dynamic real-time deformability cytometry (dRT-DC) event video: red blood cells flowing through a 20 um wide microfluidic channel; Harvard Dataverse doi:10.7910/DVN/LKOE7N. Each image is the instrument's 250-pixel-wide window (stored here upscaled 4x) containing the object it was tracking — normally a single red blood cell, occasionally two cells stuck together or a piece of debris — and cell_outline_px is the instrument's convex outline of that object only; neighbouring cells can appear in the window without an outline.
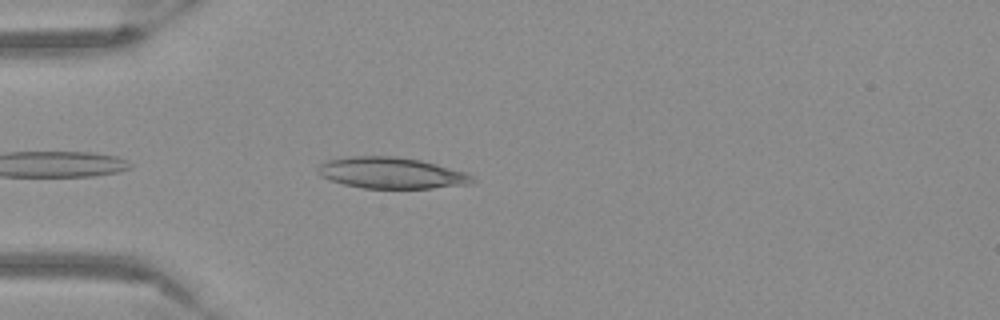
{"species": "Egyptian fruit bat (a non-hibernating species)", "species_latin": "Rousettus aegyptiacus", "temperature_condition": "warm", "stored_images_in_passage": 27, "camera_frame_rate_fps": 3000, "um_per_image_px": 0.085, "frame": {"image": 1, "passage_image": 3, "time_ms": 0.667, "image_size_px": [1000, 320], "cell_outline_px": [[476, 180], [468, 184], [432, 188], [364, 188], [344, 184], [320, 176], [316, 172], [316, 168], [320, 164], [328, 160], [352, 156], [396, 156], [420, 160], [468, 172]], "centroid_in_image_um": [33.27, 14.69], "position_along_channel_um": 51.7, "area_um2": 28.09}}
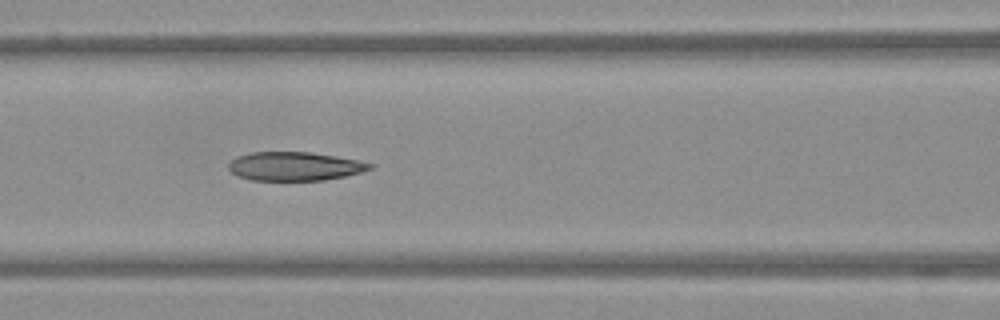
{"frame": {"image": 2, "passage_image": 11, "time_ms": 3.333, "image_size_px": [1000, 320], "cell_outline_px": [[376, 164], [372, 168], [360, 172], [344, 176], [324, 180], [252, 180], [236, 176], [228, 168], [228, 164], [236, 156], [252, 152], [308, 152], [336, 156]], "centroid_in_image_um": [25.02, 14.13], "position_along_channel_um": 141.6, "area_um2": 23.58}}
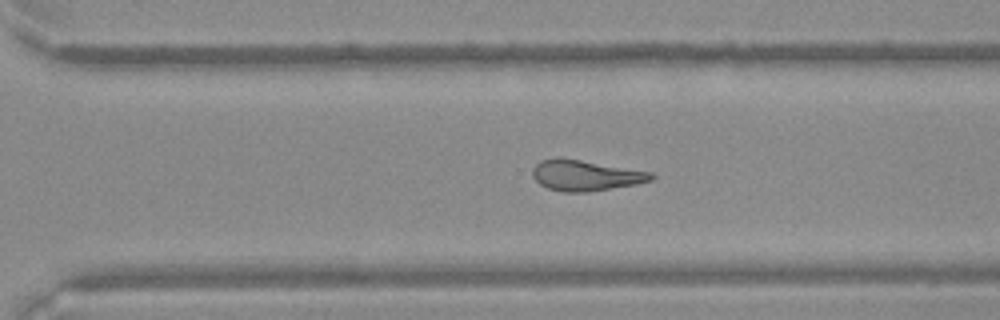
{"frame": {"image": 3, "passage_image": 22, "time_ms": 7.0, "image_size_px": [1000, 320], "cell_outline_px": [[656, 176], [652, 180], [636, 184], [588, 192], [564, 192], [548, 188], [540, 184], [532, 176], [532, 168], [540, 160], [560, 156], [652, 172]], "centroid_in_image_um": [49.75, 14.89], "position_along_channel_um": 320.9, "area_um2": 21.44}}